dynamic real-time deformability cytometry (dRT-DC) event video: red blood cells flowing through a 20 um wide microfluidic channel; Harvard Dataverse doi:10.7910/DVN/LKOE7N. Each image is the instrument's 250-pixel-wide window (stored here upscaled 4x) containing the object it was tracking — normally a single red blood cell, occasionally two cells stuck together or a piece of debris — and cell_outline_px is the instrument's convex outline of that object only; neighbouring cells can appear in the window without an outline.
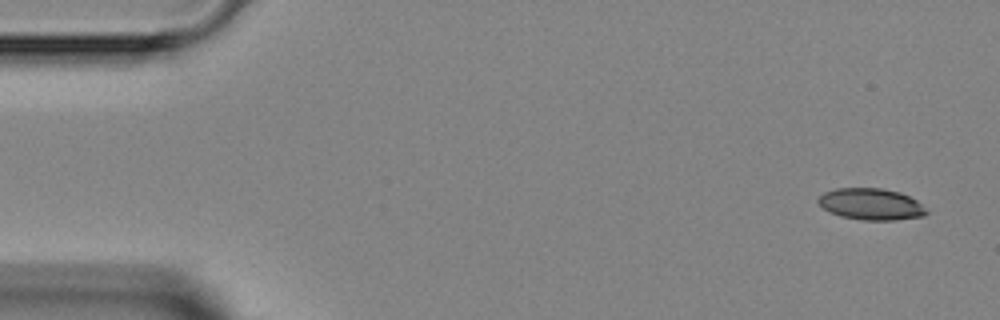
{"species": "Egyptian fruit bat (a non-hibernating species)", "species_latin": "Rousettus aegyptiacus", "temperature_condition": "room temperature", "stored_images_in_passage": 4, "camera_frame_rate_fps": 3000, "um_per_image_px": 0.085, "animal": {"sex": "female"}, "frame": {"image": 1, "passage_image": 1, "time_ms": 0.0, "image_size_px": [1000, 320], "cell_outline_px": [[928, 212], [924, 216], [896, 220], [864, 220], [840, 216], [828, 212], [816, 200], [824, 192], [836, 188], [880, 188], [900, 192], [916, 200]], "centroid_in_image_um": [74.02, 17.35], "position_along_channel_um": 11.0, "area_um2": 19.83}}